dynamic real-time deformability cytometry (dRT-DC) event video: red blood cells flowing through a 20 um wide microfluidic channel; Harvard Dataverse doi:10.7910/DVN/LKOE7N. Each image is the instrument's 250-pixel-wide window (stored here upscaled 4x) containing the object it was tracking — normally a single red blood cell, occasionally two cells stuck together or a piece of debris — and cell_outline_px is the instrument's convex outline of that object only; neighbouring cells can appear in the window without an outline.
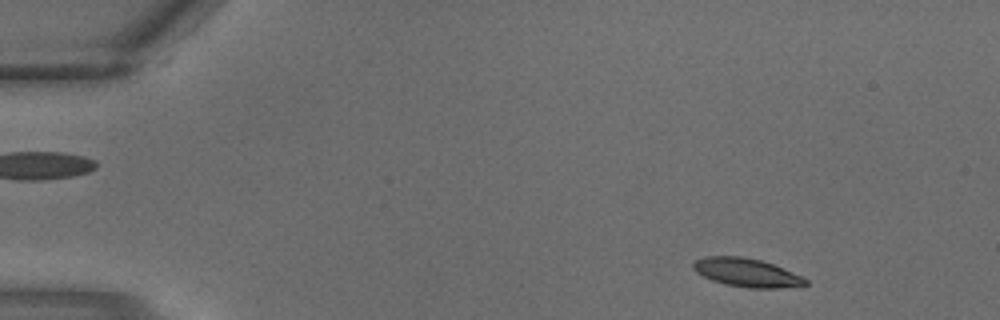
{"species": "common noctule bat (a hibernating species)", "species_latin": "Nyctalus noctula", "temperature_condition": "warm", "stored_images_in_passage": 2, "camera_frame_rate_fps": 3000, "um_per_image_px": 0.085, "animal": {"sex": "male", "body_mass_g": 18.8}, "frame": {"image": 1, "passage_image": 2, "time_ms": 0.333, "image_size_px": [1000, 320], "cell_outline_px": [[808, 284], [776, 288], [748, 288], [724, 284], [712, 280], [696, 272], [692, 268], [692, 264], [696, 260], [704, 256], [740, 256], [760, 260], [772, 264], [800, 276], [808, 280]], "centroid_in_image_um": [63.4, 23.16], "position_along_channel_um": 21.6, "area_um2": 18.38}}